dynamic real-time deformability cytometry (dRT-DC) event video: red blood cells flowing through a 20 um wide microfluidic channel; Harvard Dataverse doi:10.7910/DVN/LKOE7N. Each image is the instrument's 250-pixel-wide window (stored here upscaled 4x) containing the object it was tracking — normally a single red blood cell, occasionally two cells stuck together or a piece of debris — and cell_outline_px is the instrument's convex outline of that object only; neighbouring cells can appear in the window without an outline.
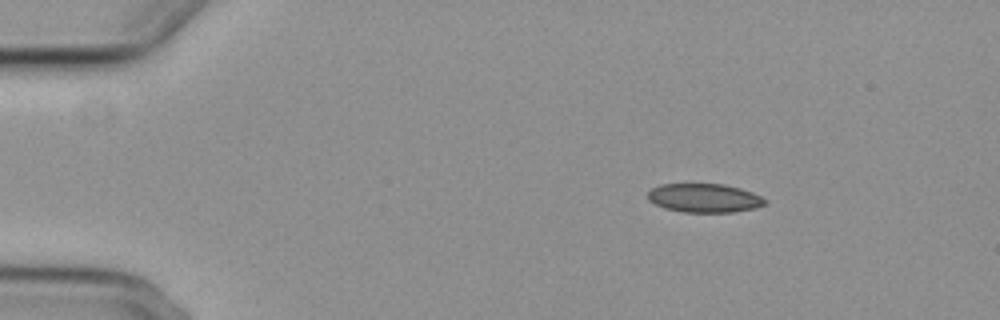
{"species": "common noctule bat (a hibernating species)", "species_latin": "Nyctalus noctula", "temperature_condition": "cold", "stored_images_in_passage": 3, "camera_frame_rate_fps": 3000, "um_per_image_px": 0.085, "animal": {"sex": "female", "body_mass_g": 29.2, "forearm_length_mm": 56.3}, "frame": {"image": 1, "passage_image": 1, "time_ms": 0.0, "image_size_px": [1000, 320], "cell_outline_px": [[768, 200], [764, 204], [756, 208], [732, 212], [684, 212], [664, 208], [648, 200], [648, 192], [652, 188], [660, 184], [724, 184], [740, 188], [752, 192]], "centroid_in_image_um": [59.87, 16.83], "position_along_channel_um": 25.1, "area_um2": 19.65}}